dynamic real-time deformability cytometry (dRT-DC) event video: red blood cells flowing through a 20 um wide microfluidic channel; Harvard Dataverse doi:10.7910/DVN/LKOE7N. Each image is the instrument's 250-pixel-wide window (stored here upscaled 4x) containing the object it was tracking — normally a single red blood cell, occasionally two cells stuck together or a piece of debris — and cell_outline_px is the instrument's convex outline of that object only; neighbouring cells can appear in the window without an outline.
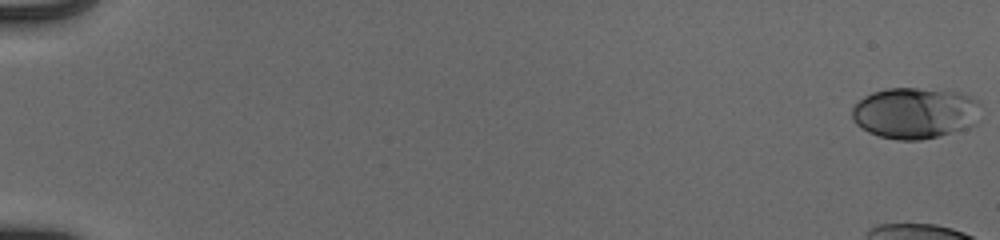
{"species": "human", "species_latin": "Homo sapiens", "temperature_condition": "cold", "stored_images_in_passage": 15, "camera_frame_rate_fps": 3000, "um_per_image_px": 0.085, "donor": {"sex": "male"}, "frame": {"image": 1, "passage_image": 1, "time_ms": 0.0, "image_size_px": [1000, 240], "cell_outline_px": [[980, 104], [976, 124], [968, 128], [920, 140], [900, 140], [880, 136], [868, 132], [856, 124], [852, 120], [852, 108], [864, 96], [872, 92], [888, 88], [916, 88], [960, 92], [972, 96], [980, 100]], "centroid_in_image_um": [77.79, 9.6], "position_along_channel_um": 7.2, "area_um2": 38.55}}